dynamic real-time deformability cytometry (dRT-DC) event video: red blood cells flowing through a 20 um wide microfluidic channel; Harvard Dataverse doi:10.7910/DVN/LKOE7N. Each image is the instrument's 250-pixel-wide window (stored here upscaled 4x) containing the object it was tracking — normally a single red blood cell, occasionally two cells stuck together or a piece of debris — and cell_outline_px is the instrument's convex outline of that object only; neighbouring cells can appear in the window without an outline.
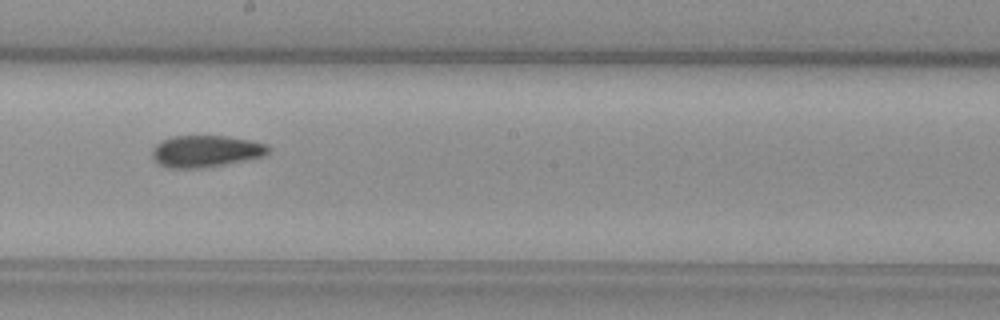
{"species": "common noctule bat (a hibernating species)", "species_latin": "Nyctalus noctula", "temperature_condition": "warm", "stored_images_in_passage": 34, "camera_frame_rate_fps": 3000, "um_per_image_px": 0.085, "animal": {"sex": "female", "body_mass_g": 29.2, "forearm_length_mm": 56.3}, "frame": {"image": 1, "passage_image": 15, "time_ms": 4.667, "image_size_px": [1000, 320], "cell_outline_px": [[272, 148], [264, 156], [224, 164], [200, 168], [168, 168], [160, 164], [152, 156], [152, 148], [160, 140], [172, 136], [228, 136], [252, 140], [268, 144]], "centroid_in_image_um": [17.51, 12.84], "position_along_channel_um": 230.7, "area_um2": 21.62}, "authors_computed_cell_mechanics": {"area_um2": 21.2415, "velocity_mm_per_s": 4.0893, "shape_relaxation_time_tau1_ms": null, "shape_relaxation_time_tau2_ms": 3.1785, "deformation_change_tau1": null, "deformation_change_tau2": 0.1002}}